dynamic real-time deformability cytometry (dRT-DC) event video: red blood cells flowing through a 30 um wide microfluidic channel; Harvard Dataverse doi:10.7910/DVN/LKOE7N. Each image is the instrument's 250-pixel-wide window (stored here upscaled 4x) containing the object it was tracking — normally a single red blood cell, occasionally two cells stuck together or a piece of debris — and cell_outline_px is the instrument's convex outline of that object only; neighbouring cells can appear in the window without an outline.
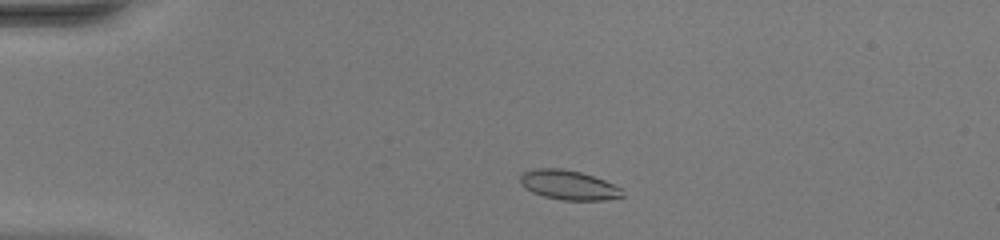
{"species": "common noctule bat (a hibernating species)", "species_latin": "Nyctalus noctula", "temperature_condition": "warm", "stored_images_in_passage": 43, "camera_frame_rate_fps": 3000, "um_per_image_px": 0.085, "animal": {"sex": "female", "body_mass_g": 20.0, "forearm_length_mm": 54.0}, "frame": {"image": 1, "passage_image": 4, "time_ms": 1.0, "image_size_px": [1000, 240], "cell_outline_px": [[624, 196], [604, 200], [560, 200], [544, 196], [532, 192], [520, 184], [520, 176], [524, 172], [532, 168], [560, 168], [580, 172], [604, 180], [620, 188]], "centroid_in_image_um": [48.29, 15.72], "position_along_channel_um": 36.7, "area_um2": 17.46}}
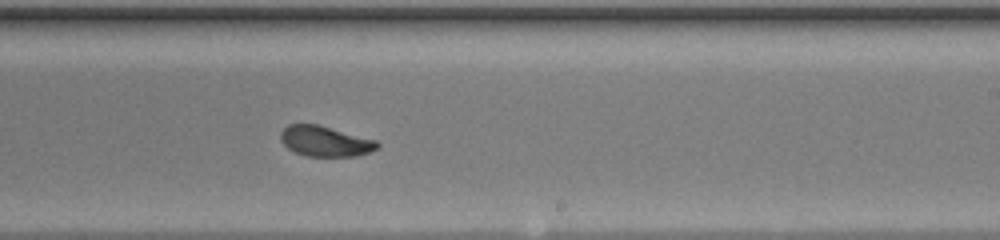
{"frame": {"image": 2, "passage_image": 24, "time_ms": 7.667, "image_size_px": [1000, 240], "cell_outline_px": [[380, 144], [376, 148], [368, 152], [356, 156], [308, 156], [296, 152], [288, 148], [280, 140], [280, 132], [288, 124], [316, 124], [376, 140]], "centroid_in_image_um": [27.61, 12.0], "position_along_channel_um": 261.4, "area_um2": 16.88}}
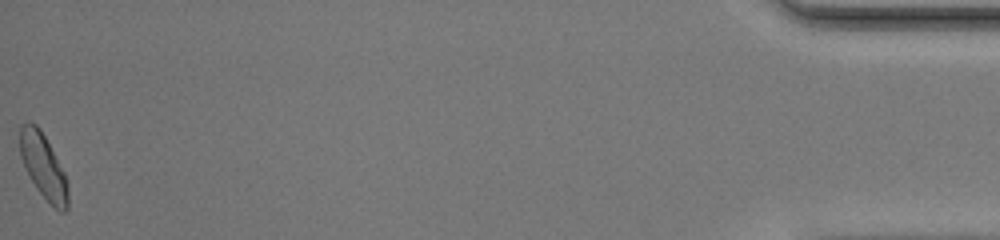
{"frame": {"image": 3, "passage_image": 43, "time_ms": 14.0, "image_size_px": [1000, 240], "cell_outline_px": [[68, 208], [64, 212], [60, 212], [36, 188], [20, 156], [20, 124], [28, 120], [36, 124], [40, 128], [64, 172], [68, 180]], "centroid_in_image_um": [3.69, 14.1], "position_along_channel_um": 431.5, "area_um2": 17.92}, "authors_computed_cell_mechanics": {"area_um2": 17.6868, "velocity_mm_per_s": 4.1499, "shape_relaxation_time_tau1_ms": 2.1637, "shape_relaxation_time_tau2_ms": 0.9027, "deformation_change_tau1": 0.1312, "deformation_change_tau2": 0.0539}}